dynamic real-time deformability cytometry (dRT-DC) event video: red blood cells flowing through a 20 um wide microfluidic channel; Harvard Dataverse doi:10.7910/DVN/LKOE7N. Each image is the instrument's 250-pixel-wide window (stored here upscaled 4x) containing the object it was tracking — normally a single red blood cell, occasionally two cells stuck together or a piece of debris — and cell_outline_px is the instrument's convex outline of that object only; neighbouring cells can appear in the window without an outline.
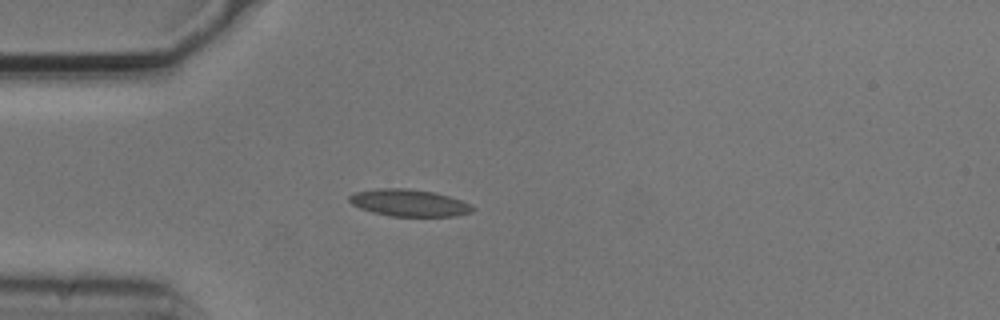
{"species": "common noctule bat (a hibernating species)", "species_latin": "Nyctalus noctula", "temperature_condition": "cold", "stored_images_in_passage": 2, "camera_frame_rate_fps": 3000, "um_per_image_px": 0.085, "animal": {"sex": "male", "body_mass_g": 20.5, "forearm_length_mm": 52.5}, "frame": {"image": 1, "passage_image": 1, "time_ms": 0.0, "image_size_px": [1000, 320], "cell_outline_px": [[476, 208], [472, 212], [456, 216], [392, 216], [372, 212], [360, 208], [352, 204], [348, 200], [348, 196], [356, 192], [376, 188], [404, 188], [436, 192], [472, 204]], "centroid_in_image_um": [34.79, 17.24], "position_along_channel_um": 50.2, "area_um2": 19.48}}